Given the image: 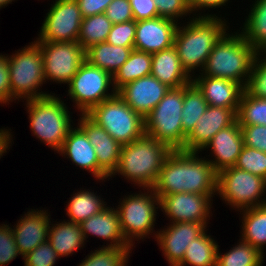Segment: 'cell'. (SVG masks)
<instances>
[{"label": "cell", "mask_w": 266, "mask_h": 266, "mask_svg": "<svg viewBox=\"0 0 266 266\" xmlns=\"http://www.w3.org/2000/svg\"><path fill=\"white\" fill-rule=\"evenodd\" d=\"M235 167L266 180V152L244 145Z\"/></svg>", "instance_id": "obj_39"}, {"label": "cell", "mask_w": 266, "mask_h": 266, "mask_svg": "<svg viewBox=\"0 0 266 266\" xmlns=\"http://www.w3.org/2000/svg\"><path fill=\"white\" fill-rule=\"evenodd\" d=\"M219 250H217L219 266H262L265 260V255L241 239L226 253L221 254Z\"/></svg>", "instance_id": "obj_34"}, {"label": "cell", "mask_w": 266, "mask_h": 266, "mask_svg": "<svg viewBox=\"0 0 266 266\" xmlns=\"http://www.w3.org/2000/svg\"><path fill=\"white\" fill-rule=\"evenodd\" d=\"M242 224L241 240L257 248L263 255L266 246V204L240 211Z\"/></svg>", "instance_id": "obj_27"}, {"label": "cell", "mask_w": 266, "mask_h": 266, "mask_svg": "<svg viewBox=\"0 0 266 266\" xmlns=\"http://www.w3.org/2000/svg\"><path fill=\"white\" fill-rule=\"evenodd\" d=\"M244 138V145L266 152V126L240 125Z\"/></svg>", "instance_id": "obj_44"}, {"label": "cell", "mask_w": 266, "mask_h": 266, "mask_svg": "<svg viewBox=\"0 0 266 266\" xmlns=\"http://www.w3.org/2000/svg\"><path fill=\"white\" fill-rule=\"evenodd\" d=\"M81 231L87 242L88 236H96L108 243L102 247H133L122 233L116 208L106 206L103 210L80 223ZM90 234V235H89Z\"/></svg>", "instance_id": "obj_23"}, {"label": "cell", "mask_w": 266, "mask_h": 266, "mask_svg": "<svg viewBox=\"0 0 266 266\" xmlns=\"http://www.w3.org/2000/svg\"><path fill=\"white\" fill-rule=\"evenodd\" d=\"M152 54L133 49L128 60L113 75L116 92L125 84L151 74Z\"/></svg>", "instance_id": "obj_32"}, {"label": "cell", "mask_w": 266, "mask_h": 266, "mask_svg": "<svg viewBox=\"0 0 266 266\" xmlns=\"http://www.w3.org/2000/svg\"><path fill=\"white\" fill-rule=\"evenodd\" d=\"M228 32L213 47L199 74L228 79L245 88L257 52L240 32Z\"/></svg>", "instance_id": "obj_4"}, {"label": "cell", "mask_w": 266, "mask_h": 266, "mask_svg": "<svg viewBox=\"0 0 266 266\" xmlns=\"http://www.w3.org/2000/svg\"><path fill=\"white\" fill-rule=\"evenodd\" d=\"M158 11V17L173 20L178 23L180 18L189 15L192 10L189 0H153Z\"/></svg>", "instance_id": "obj_40"}, {"label": "cell", "mask_w": 266, "mask_h": 266, "mask_svg": "<svg viewBox=\"0 0 266 266\" xmlns=\"http://www.w3.org/2000/svg\"><path fill=\"white\" fill-rule=\"evenodd\" d=\"M244 90L252 97L266 99V53H257Z\"/></svg>", "instance_id": "obj_38"}, {"label": "cell", "mask_w": 266, "mask_h": 266, "mask_svg": "<svg viewBox=\"0 0 266 266\" xmlns=\"http://www.w3.org/2000/svg\"><path fill=\"white\" fill-rule=\"evenodd\" d=\"M206 229L199 237L189 243L183 260L177 266H215L217 264V241L207 234Z\"/></svg>", "instance_id": "obj_31"}, {"label": "cell", "mask_w": 266, "mask_h": 266, "mask_svg": "<svg viewBox=\"0 0 266 266\" xmlns=\"http://www.w3.org/2000/svg\"><path fill=\"white\" fill-rule=\"evenodd\" d=\"M169 89L166 84L150 74L125 84L117 91V94L136 113L145 118Z\"/></svg>", "instance_id": "obj_17"}, {"label": "cell", "mask_w": 266, "mask_h": 266, "mask_svg": "<svg viewBox=\"0 0 266 266\" xmlns=\"http://www.w3.org/2000/svg\"><path fill=\"white\" fill-rule=\"evenodd\" d=\"M199 152L172 150L152 189L160 198L175 193L217 194V172Z\"/></svg>", "instance_id": "obj_1"}, {"label": "cell", "mask_w": 266, "mask_h": 266, "mask_svg": "<svg viewBox=\"0 0 266 266\" xmlns=\"http://www.w3.org/2000/svg\"><path fill=\"white\" fill-rule=\"evenodd\" d=\"M171 152L168 145L144 134L131 143L122 145L118 167L110 177L114 178L118 174L141 189L152 188Z\"/></svg>", "instance_id": "obj_3"}, {"label": "cell", "mask_w": 266, "mask_h": 266, "mask_svg": "<svg viewBox=\"0 0 266 266\" xmlns=\"http://www.w3.org/2000/svg\"><path fill=\"white\" fill-rule=\"evenodd\" d=\"M9 64L11 101L41 98L51 94L43 92L45 82L44 61L40 47L33 41L15 54H7ZM41 91V92H40Z\"/></svg>", "instance_id": "obj_6"}, {"label": "cell", "mask_w": 266, "mask_h": 266, "mask_svg": "<svg viewBox=\"0 0 266 266\" xmlns=\"http://www.w3.org/2000/svg\"><path fill=\"white\" fill-rule=\"evenodd\" d=\"M266 180L229 167L217 173V196L236 211L266 204ZM264 197V198H263Z\"/></svg>", "instance_id": "obj_10"}, {"label": "cell", "mask_w": 266, "mask_h": 266, "mask_svg": "<svg viewBox=\"0 0 266 266\" xmlns=\"http://www.w3.org/2000/svg\"><path fill=\"white\" fill-rule=\"evenodd\" d=\"M88 190L86 188L84 190L80 188V191L77 190L76 193L74 192L72 197L69 198L70 200L66 202L68 204H66L65 214L68 216L69 221L80 224L107 206L105 204L107 202L100 195H97V191L94 193V191Z\"/></svg>", "instance_id": "obj_30"}, {"label": "cell", "mask_w": 266, "mask_h": 266, "mask_svg": "<svg viewBox=\"0 0 266 266\" xmlns=\"http://www.w3.org/2000/svg\"><path fill=\"white\" fill-rule=\"evenodd\" d=\"M136 21L112 24L106 42L115 46L134 47Z\"/></svg>", "instance_id": "obj_41"}, {"label": "cell", "mask_w": 266, "mask_h": 266, "mask_svg": "<svg viewBox=\"0 0 266 266\" xmlns=\"http://www.w3.org/2000/svg\"><path fill=\"white\" fill-rule=\"evenodd\" d=\"M104 14L112 24L134 20L129 0H113L106 8Z\"/></svg>", "instance_id": "obj_45"}, {"label": "cell", "mask_w": 266, "mask_h": 266, "mask_svg": "<svg viewBox=\"0 0 266 266\" xmlns=\"http://www.w3.org/2000/svg\"><path fill=\"white\" fill-rule=\"evenodd\" d=\"M12 1L14 2L15 0H0V9L3 8V7H7L8 4H11Z\"/></svg>", "instance_id": "obj_51"}, {"label": "cell", "mask_w": 266, "mask_h": 266, "mask_svg": "<svg viewBox=\"0 0 266 266\" xmlns=\"http://www.w3.org/2000/svg\"><path fill=\"white\" fill-rule=\"evenodd\" d=\"M190 2V7H191V10H192V14L194 16H197L198 12L200 13L198 16H216V14H209L208 12L205 13L206 11L205 10H208L212 8L213 9H218L220 7H223L226 5V3L228 4V2H230V0H189ZM206 8V9H205ZM204 10V11H203ZM200 11H203V15H202V12Z\"/></svg>", "instance_id": "obj_49"}, {"label": "cell", "mask_w": 266, "mask_h": 266, "mask_svg": "<svg viewBox=\"0 0 266 266\" xmlns=\"http://www.w3.org/2000/svg\"><path fill=\"white\" fill-rule=\"evenodd\" d=\"M48 241L58 254V256H72L86 244L80 224L73 221L63 220L57 223H51L49 227Z\"/></svg>", "instance_id": "obj_26"}, {"label": "cell", "mask_w": 266, "mask_h": 266, "mask_svg": "<svg viewBox=\"0 0 266 266\" xmlns=\"http://www.w3.org/2000/svg\"><path fill=\"white\" fill-rule=\"evenodd\" d=\"M64 158H69L73 165L91 173L95 180L109 181V176L98 166L96 152L85 132L77 125L72 127L61 149L57 152ZM108 178V179H107ZM106 179V180H105Z\"/></svg>", "instance_id": "obj_22"}, {"label": "cell", "mask_w": 266, "mask_h": 266, "mask_svg": "<svg viewBox=\"0 0 266 266\" xmlns=\"http://www.w3.org/2000/svg\"><path fill=\"white\" fill-rule=\"evenodd\" d=\"M151 75L169 88H180L192 82V77L183 68L174 45L152 53Z\"/></svg>", "instance_id": "obj_25"}, {"label": "cell", "mask_w": 266, "mask_h": 266, "mask_svg": "<svg viewBox=\"0 0 266 266\" xmlns=\"http://www.w3.org/2000/svg\"><path fill=\"white\" fill-rule=\"evenodd\" d=\"M132 250L133 247H99L85 256L78 266H127Z\"/></svg>", "instance_id": "obj_36"}, {"label": "cell", "mask_w": 266, "mask_h": 266, "mask_svg": "<svg viewBox=\"0 0 266 266\" xmlns=\"http://www.w3.org/2000/svg\"><path fill=\"white\" fill-rule=\"evenodd\" d=\"M170 224V225H169ZM157 231V244L170 266H177L184 258L191 241L199 237L209 223L175 222Z\"/></svg>", "instance_id": "obj_15"}, {"label": "cell", "mask_w": 266, "mask_h": 266, "mask_svg": "<svg viewBox=\"0 0 266 266\" xmlns=\"http://www.w3.org/2000/svg\"><path fill=\"white\" fill-rule=\"evenodd\" d=\"M51 216L44 209H29L20 217L18 222L11 226L16 246L23 257L33 251L38 245L48 240Z\"/></svg>", "instance_id": "obj_21"}, {"label": "cell", "mask_w": 266, "mask_h": 266, "mask_svg": "<svg viewBox=\"0 0 266 266\" xmlns=\"http://www.w3.org/2000/svg\"><path fill=\"white\" fill-rule=\"evenodd\" d=\"M237 113L231 108L208 106L192 131L186 136L185 152H202V149L221 129L232 125Z\"/></svg>", "instance_id": "obj_16"}, {"label": "cell", "mask_w": 266, "mask_h": 266, "mask_svg": "<svg viewBox=\"0 0 266 266\" xmlns=\"http://www.w3.org/2000/svg\"><path fill=\"white\" fill-rule=\"evenodd\" d=\"M34 42L41 49L45 82L69 84L86 61V50L78 42Z\"/></svg>", "instance_id": "obj_12"}, {"label": "cell", "mask_w": 266, "mask_h": 266, "mask_svg": "<svg viewBox=\"0 0 266 266\" xmlns=\"http://www.w3.org/2000/svg\"><path fill=\"white\" fill-rule=\"evenodd\" d=\"M237 120L240 125L266 126V99L252 97L244 90L240 99Z\"/></svg>", "instance_id": "obj_37"}, {"label": "cell", "mask_w": 266, "mask_h": 266, "mask_svg": "<svg viewBox=\"0 0 266 266\" xmlns=\"http://www.w3.org/2000/svg\"><path fill=\"white\" fill-rule=\"evenodd\" d=\"M143 190L144 193L140 190V193L124 195L123 199H120L119 205L115 206L122 233L132 246L135 241L150 238L149 235H153V238L156 239L157 235V231L153 229H155L156 214L160 208L159 197L152 188H143Z\"/></svg>", "instance_id": "obj_7"}, {"label": "cell", "mask_w": 266, "mask_h": 266, "mask_svg": "<svg viewBox=\"0 0 266 266\" xmlns=\"http://www.w3.org/2000/svg\"><path fill=\"white\" fill-rule=\"evenodd\" d=\"M133 49L134 47L115 46L107 42L97 43L86 49V60L113 76L128 60Z\"/></svg>", "instance_id": "obj_28"}, {"label": "cell", "mask_w": 266, "mask_h": 266, "mask_svg": "<svg viewBox=\"0 0 266 266\" xmlns=\"http://www.w3.org/2000/svg\"><path fill=\"white\" fill-rule=\"evenodd\" d=\"M82 14L76 0H55L35 41L78 42Z\"/></svg>", "instance_id": "obj_13"}, {"label": "cell", "mask_w": 266, "mask_h": 266, "mask_svg": "<svg viewBox=\"0 0 266 266\" xmlns=\"http://www.w3.org/2000/svg\"><path fill=\"white\" fill-rule=\"evenodd\" d=\"M87 115L122 145L145 134V120L116 93L94 106Z\"/></svg>", "instance_id": "obj_9"}, {"label": "cell", "mask_w": 266, "mask_h": 266, "mask_svg": "<svg viewBox=\"0 0 266 266\" xmlns=\"http://www.w3.org/2000/svg\"><path fill=\"white\" fill-rule=\"evenodd\" d=\"M67 86V96L73 101L79 114H87L94 106L117 93L113 87V76L91 65L87 60L79 67Z\"/></svg>", "instance_id": "obj_11"}, {"label": "cell", "mask_w": 266, "mask_h": 266, "mask_svg": "<svg viewBox=\"0 0 266 266\" xmlns=\"http://www.w3.org/2000/svg\"><path fill=\"white\" fill-rule=\"evenodd\" d=\"M135 21L158 17V11L153 0H129Z\"/></svg>", "instance_id": "obj_46"}, {"label": "cell", "mask_w": 266, "mask_h": 266, "mask_svg": "<svg viewBox=\"0 0 266 266\" xmlns=\"http://www.w3.org/2000/svg\"><path fill=\"white\" fill-rule=\"evenodd\" d=\"M183 99L184 86L170 88L144 118L145 134L165 143L172 150H183L185 147L186 135L181 119Z\"/></svg>", "instance_id": "obj_8"}, {"label": "cell", "mask_w": 266, "mask_h": 266, "mask_svg": "<svg viewBox=\"0 0 266 266\" xmlns=\"http://www.w3.org/2000/svg\"><path fill=\"white\" fill-rule=\"evenodd\" d=\"M59 258L48 240L23 257L24 266H54Z\"/></svg>", "instance_id": "obj_42"}, {"label": "cell", "mask_w": 266, "mask_h": 266, "mask_svg": "<svg viewBox=\"0 0 266 266\" xmlns=\"http://www.w3.org/2000/svg\"><path fill=\"white\" fill-rule=\"evenodd\" d=\"M192 17L185 25L179 22L174 46L183 68L194 77L196 69L203 70L213 47L228 31L229 23L219 15Z\"/></svg>", "instance_id": "obj_2"}, {"label": "cell", "mask_w": 266, "mask_h": 266, "mask_svg": "<svg viewBox=\"0 0 266 266\" xmlns=\"http://www.w3.org/2000/svg\"><path fill=\"white\" fill-rule=\"evenodd\" d=\"M243 146L242 129L238 120H236L232 125L217 132L202 150H211V155L208 156L214 158H207V160L214 170L219 173L225 168L235 166Z\"/></svg>", "instance_id": "obj_20"}, {"label": "cell", "mask_w": 266, "mask_h": 266, "mask_svg": "<svg viewBox=\"0 0 266 266\" xmlns=\"http://www.w3.org/2000/svg\"><path fill=\"white\" fill-rule=\"evenodd\" d=\"M178 25L162 17L136 21L134 49L152 54L172 47Z\"/></svg>", "instance_id": "obj_18"}, {"label": "cell", "mask_w": 266, "mask_h": 266, "mask_svg": "<svg viewBox=\"0 0 266 266\" xmlns=\"http://www.w3.org/2000/svg\"><path fill=\"white\" fill-rule=\"evenodd\" d=\"M253 2L243 26L240 27L242 30L238 31L257 53H266V0Z\"/></svg>", "instance_id": "obj_29"}, {"label": "cell", "mask_w": 266, "mask_h": 266, "mask_svg": "<svg viewBox=\"0 0 266 266\" xmlns=\"http://www.w3.org/2000/svg\"><path fill=\"white\" fill-rule=\"evenodd\" d=\"M0 53V104H10L11 101V86L9 64L7 55Z\"/></svg>", "instance_id": "obj_47"}, {"label": "cell", "mask_w": 266, "mask_h": 266, "mask_svg": "<svg viewBox=\"0 0 266 266\" xmlns=\"http://www.w3.org/2000/svg\"><path fill=\"white\" fill-rule=\"evenodd\" d=\"M55 95L29 99L25 105L31 134L57 153L75 124L66 103Z\"/></svg>", "instance_id": "obj_5"}, {"label": "cell", "mask_w": 266, "mask_h": 266, "mask_svg": "<svg viewBox=\"0 0 266 266\" xmlns=\"http://www.w3.org/2000/svg\"><path fill=\"white\" fill-rule=\"evenodd\" d=\"M208 106L209 105L202 92L193 82H190L184 86V99L181 119L183 132L186 136L195 127L198 118L204 114Z\"/></svg>", "instance_id": "obj_33"}, {"label": "cell", "mask_w": 266, "mask_h": 266, "mask_svg": "<svg viewBox=\"0 0 266 266\" xmlns=\"http://www.w3.org/2000/svg\"><path fill=\"white\" fill-rule=\"evenodd\" d=\"M82 17L103 14L113 0H76Z\"/></svg>", "instance_id": "obj_48"}, {"label": "cell", "mask_w": 266, "mask_h": 266, "mask_svg": "<svg viewBox=\"0 0 266 266\" xmlns=\"http://www.w3.org/2000/svg\"><path fill=\"white\" fill-rule=\"evenodd\" d=\"M20 253L15 243L12 229L7 224L0 225V266H6Z\"/></svg>", "instance_id": "obj_43"}, {"label": "cell", "mask_w": 266, "mask_h": 266, "mask_svg": "<svg viewBox=\"0 0 266 266\" xmlns=\"http://www.w3.org/2000/svg\"><path fill=\"white\" fill-rule=\"evenodd\" d=\"M111 27L112 22L104 13L83 18L78 35V44L86 50L91 45L106 42Z\"/></svg>", "instance_id": "obj_35"}, {"label": "cell", "mask_w": 266, "mask_h": 266, "mask_svg": "<svg viewBox=\"0 0 266 266\" xmlns=\"http://www.w3.org/2000/svg\"><path fill=\"white\" fill-rule=\"evenodd\" d=\"M212 198V195L185 192L164 195L159 198V209L171 221L170 223H209L213 208Z\"/></svg>", "instance_id": "obj_14"}, {"label": "cell", "mask_w": 266, "mask_h": 266, "mask_svg": "<svg viewBox=\"0 0 266 266\" xmlns=\"http://www.w3.org/2000/svg\"><path fill=\"white\" fill-rule=\"evenodd\" d=\"M10 131L11 129H7V127L6 129H0V159L5 155L4 153H7V150L11 148L10 146H12L11 144L14 139H12L13 134H11L12 132Z\"/></svg>", "instance_id": "obj_50"}, {"label": "cell", "mask_w": 266, "mask_h": 266, "mask_svg": "<svg viewBox=\"0 0 266 266\" xmlns=\"http://www.w3.org/2000/svg\"><path fill=\"white\" fill-rule=\"evenodd\" d=\"M192 82L202 92L209 106L231 108L236 113L244 87L234 81L196 74Z\"/></svg>", "instance_id": "obj_24"}, {"label": "cell", "mask_w": 266, "mask_h": 266, "mask_svg": "<svg viewBox=\"0 0 266 266\" xmlns=\"http://www.w3.org/2000/svg\"><path fill=\"white\" fill-rule=\"evenodd\" d=\"M79 116L77 124L94 147L98 166L110 177L118 167L122 144L113 139L104 128L94 122L87 114H80Z\"/></svg>", "instance_id": "obj_19"}]
</instances>
